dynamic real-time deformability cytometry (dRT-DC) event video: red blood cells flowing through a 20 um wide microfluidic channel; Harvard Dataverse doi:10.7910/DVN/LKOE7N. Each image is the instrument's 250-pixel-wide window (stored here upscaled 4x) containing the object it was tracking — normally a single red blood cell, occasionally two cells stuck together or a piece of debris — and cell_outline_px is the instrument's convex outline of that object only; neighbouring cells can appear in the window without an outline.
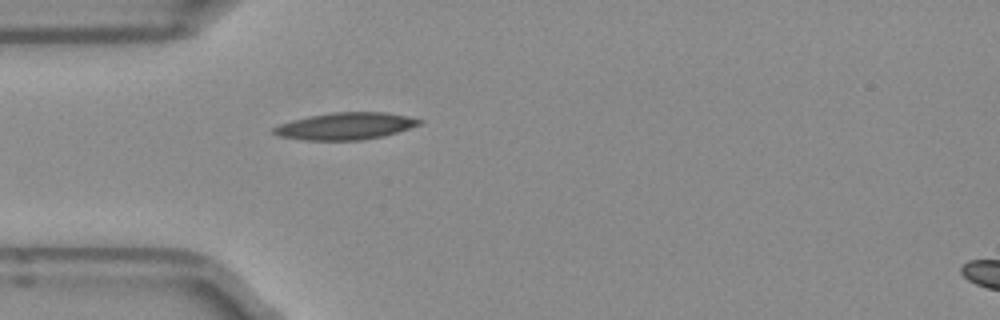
{"species": "Egyptian fruit bat (a non-hibernating species)", "species_latin": "Rousettus aegyptiacus", "temperature_condition": "room temperature", "stored_images_in_passage": 37, "camera_frame_rate_fps": 3000, "um_per_image_px": 0.085, "frame": {"image": 1, "passage_image": 1, "time_ms": 0.0, "image_size_px": [1000, 320], "cell_outline_px": [[424, 120], [420, 124], [384, 136], [360, 140], [304, 140], [280, 136], [272, 132], [272, 128], [280, 124], [292, 120], [332, 112], [388, 112]], "centroid_in_image_um": [29.37, 10.71], "position_along_channel_um": 55.6, "area_um2": 22.72}}
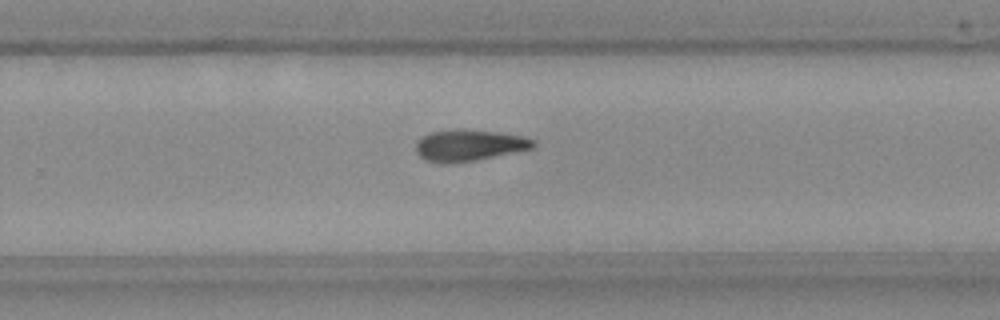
{"frame": {"image": 2, "passage_image": 19, "time_ms": 6.0, "image_size_px": [1000, 320], "cell_outline_px": [[536, 148], [476, 160], [444, 164], [424, 160], [416, 152], [416, 140], [420, 136], [428, 132], [500, 132], [520, 136], [536, 140]], "centroid_in_image_um": [39.88, 12.4], "position_along_channel_um": 289.9, "area_um2": 20.92}}
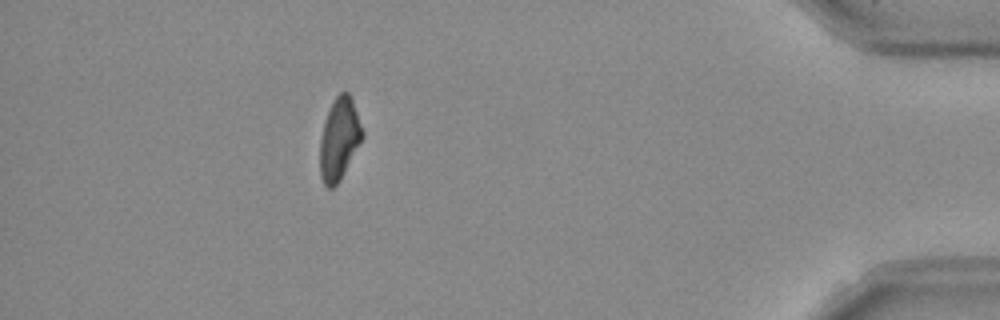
{"frame": {"image": 3, "passage_image": 32, "time_ms": 10.333, "image_size_px": [1000, 320], "cell_outline_px": [[364, 136], [340, 180], [332, 188], [328, 188], [324, 184], [320, 176], [320, 140], [324, 124], [328, 112], [336, 96], [340, 92], [348, 92], [352, 96], [364, 132]], "centroid_in_image_um": [28.85, 11.8], "position_along_channel_um": 406.3, "area_um2": 20.17}, "authors_computed_cell_mechanics": {"area_um2": 21.0392, "velocity_mm_per_s": 3.9593, "shape_relaxation_time_tau1_ms": 8.3843, "shape_relaxation_time_tau2_ms": 10.4931, "deformation_change_tau1": 0.2185, "deformation_change_tau2": 0.2173}}